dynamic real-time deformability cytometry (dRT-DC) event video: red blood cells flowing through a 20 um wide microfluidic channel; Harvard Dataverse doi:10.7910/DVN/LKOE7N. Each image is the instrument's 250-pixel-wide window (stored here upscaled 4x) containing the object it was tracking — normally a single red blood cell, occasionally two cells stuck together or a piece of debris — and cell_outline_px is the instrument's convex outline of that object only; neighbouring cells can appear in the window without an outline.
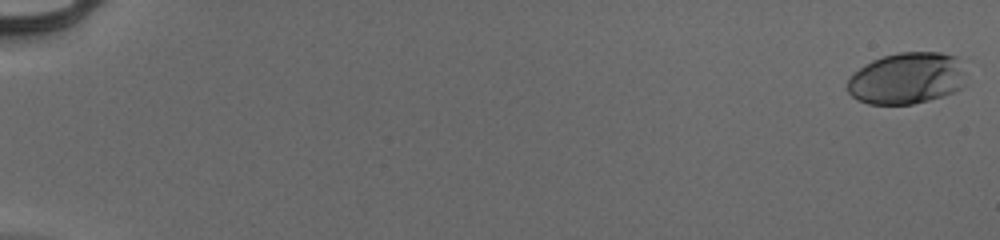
{"species": "human", "species_latin": "Homo sapiens", "temperature_condition": "cold", "stored_images_in_passage": 55, "camera_frame_rate_fps": 3000, "um_per_image_px": 0.085, "donor": {"sex": "male"}, "frame": {"image": 1, "passage_image": 1, "time_ms": 0.0, "image_size_px": [1000, 240], "cell_outline_px": [[964, 84], [960, 88], [944, 96], [912, 104], [868, 104], [856, 100], [848, 92], [848, 80], [860, 68], [872, 60], [884, 56], [900, 52], [940, 52], [956, 56], [964, 72]], "centroid_in_image_um": [77.07, 6.66], "position_along_channel_um": 7.9, "area_um2": 35.49}}
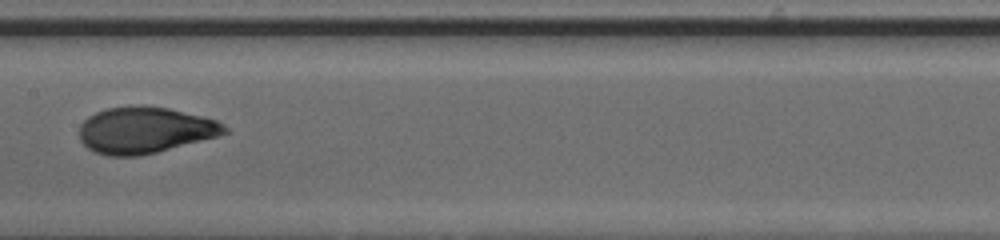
{"frame": {"image": 2, "passage_image": 31, "time_ms": 10.0, "image_size_px": [1000, 240], "cell_outline_px": [[228, 132], [216, 136], [156, 152], [136, 156], [108, 156], [96, 152], [88, 148], [80, 140], [80, 124], [88, 116], [96, 112], [108, 108], [168, 108], [216, 120], [224, 124], [228, 128]], "centroid_in_image_um": [12.29, 11.09], "position_along_channel_um": 195.1, "area_um2": 38.09}}
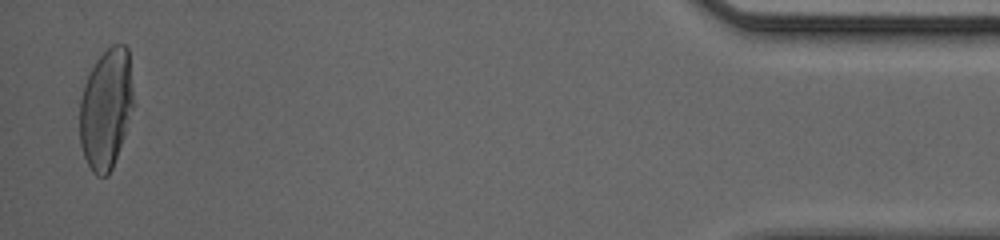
{"frame": {"image": 3, "passage_image": 54, "time_ms": 17.667, "image_size_px": [1000, 240], "cell_outline_px": [[132, 108], [124, 136], [112, 168], [108, 176], [96, 176], [92, 172], [84, 156], [80, 144], [80, 100], [84, 84], [96, 60], [112, 44], [124, 44], [128, 48], [132, 88]], "centroid_in_image_um": [9.0, 9.25], "position_along_channel_um": 426.2, "area_um2": 37.28}, "authors_computed_cell_mechanics": {"area_um2": 37.281, "velocity_mm_per_s": 3.9683, "shape_relaxation_time_tau1_ms": 4.8234, "shape_relaxation_time_tau2_ms": null, "deformation_change_tau1": 0.2097, "deformation_change_tau2": null}}